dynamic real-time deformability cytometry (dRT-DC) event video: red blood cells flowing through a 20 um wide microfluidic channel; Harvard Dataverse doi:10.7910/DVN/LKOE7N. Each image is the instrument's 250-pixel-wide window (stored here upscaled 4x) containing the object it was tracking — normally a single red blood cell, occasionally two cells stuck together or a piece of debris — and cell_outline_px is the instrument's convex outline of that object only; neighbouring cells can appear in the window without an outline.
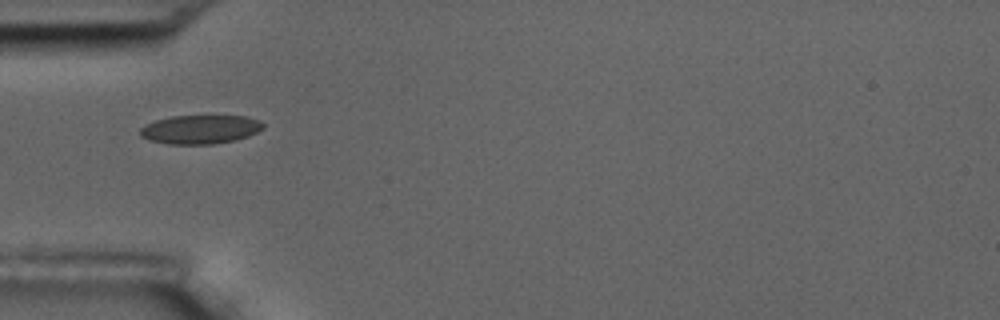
{"species": "common noctule bat (a hibernating species)", "species_latin": "Nyctalus noctula", "temperature_condition": "room temperature", "stored_images_in_passage": 2, "camera_frame_rate_fps": 3000, "um_per_image_px": 0.085, "animal": {"sex": "male", "body_mass_g": 17.5, "forearm_length_mm": 52.3}, "frame": {"image": 1, "passage_image": 1, "time_ms": 0.0, "image_size_px": [1000, 320], "cell_outline_px": [[264, 128], [248, 136], [232, 140], [212, 144], [168, 144], [152, 140], [140, 136], [140, 128], [144, 124], [156, 120], [172, 116], [244, 116], [260, 120], [264, 124]], "centroid_in_image_um": [17.01, 10.99], "position_along_channel_um": 68.0, "area_um2": 20.52}}